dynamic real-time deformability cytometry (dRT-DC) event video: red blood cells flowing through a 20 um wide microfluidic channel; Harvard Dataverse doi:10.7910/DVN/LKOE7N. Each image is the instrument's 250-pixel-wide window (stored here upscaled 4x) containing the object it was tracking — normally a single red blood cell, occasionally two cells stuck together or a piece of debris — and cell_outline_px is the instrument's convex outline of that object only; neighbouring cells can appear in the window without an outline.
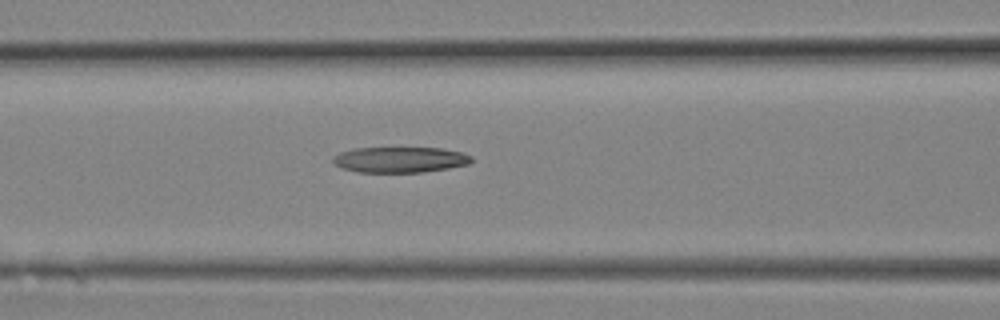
{"species": "Egyptian fruit bat (a non-hibernating species)", "species_latin": "Rousettus aegyptiacus", "temperature_condition": "room temperature", "stored_images_in_passage": 4, "camera_frame_rate_fps": 3000, "um_per_image_px": 0.085, "animal": {"sex": "female"}, "frame": {"image": 1, "passage_image": 4, "time_ms": 1.0, "image_size_px": [1000, 320], "cell_outline_px": [[472, 160], [468, 164], [448, 168], [420, 172], [356, 172], [340, 168], [332, 164], [332, 156], [340, 152], [352, 148], [440, 148], [464, 152], [472, 156]], "centroid_in_image_um": [33.94, 13.57], "position_along_channel_um": 132.7, "area_um2": 20.92}}